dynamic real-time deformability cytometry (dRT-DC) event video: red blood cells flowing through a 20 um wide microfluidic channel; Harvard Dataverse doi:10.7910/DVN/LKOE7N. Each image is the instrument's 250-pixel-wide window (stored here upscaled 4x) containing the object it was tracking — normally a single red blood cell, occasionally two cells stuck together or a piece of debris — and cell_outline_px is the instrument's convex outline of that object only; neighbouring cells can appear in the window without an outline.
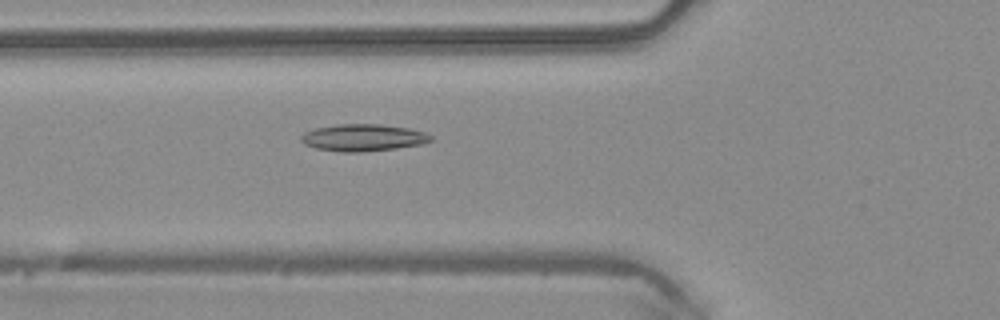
{"species": "common noctule bat (a hibernating species)", "species_latin": "Nyctalus noctula", "temperature_condition": "warm", "stored_images_in_passage": 32, "camera_frame_rate_fps": 3000, "um_per_image_px": 0.085, "animal": {"sex": "male", "body_mass_g": 20.4}, "frame": {"image": 1, "passage_image": 3, "time_ms": 0.667, "image_size_px": [1000, 320], "cell_outline_px": [[432, 140], [424, 144], [396, 148], [360, 152], [344, 152], [316, 148], [304, 144], [300, 140], [300, 136], [304, 132], [316, 128], [336, 124], [380, 124], [408, 128], [424, 132], [432, 136]], "centroid_in_image_um": [30.86, 11.69], "position_along_channel_um": 94.9, "area_um2": 20.4}}
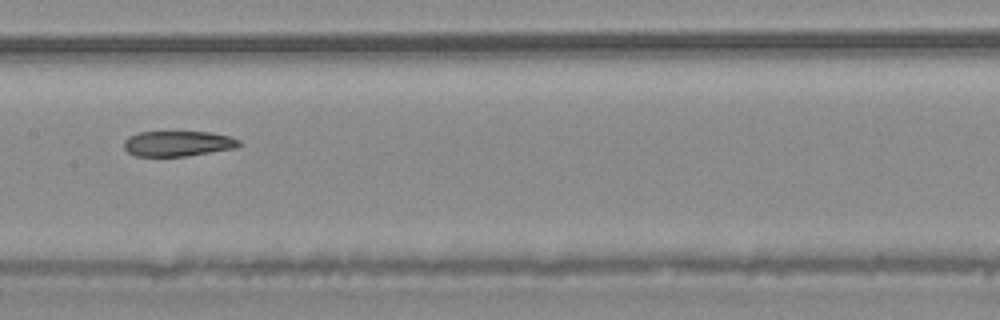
{"frame": {"image": 2, "passage_image": 10, "time_ms": 3.0, "image_size_px": [1000, 320], "cell_outline_px": [[240, 144], [236, 148], [188, 156], [136, 156], [128, 152], [124, 148], [124, 140], [128, 136], [140, 132], [212, 132], [228, 136], [240, 140]], "centroid_in_image_um": [15.11, 12.2], "position_along_channel_um": 192.3, "area_um2": 17.05}}
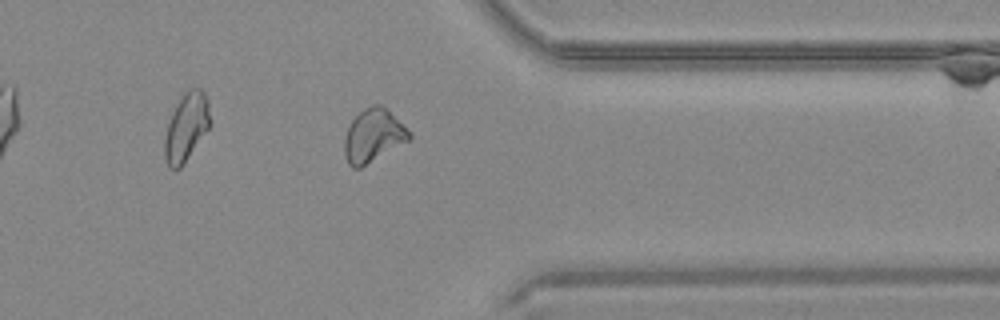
{"frame": {"image": 3, "passage_image": 24, "time_ms": 7.667, "image_size_px": [1000, 320], "cell_outline_px": [[412, 136], [408, 140], [360, 168], [352, 168], [348, 164], [344, 156], [344, 140], [348, 124], [364, 108], [372, 104], [380, 104], [412, 132]], "centroid_in_image_um": [31.69, 11.53], "position_along_channel_um": 379.7, "area_um2": 19.88}, "authors_computed_cell_mechanics": {"area_um2": 18.7561, "velocity_mm_per_s": 4.1627, "shape_relaxation_time_tau1_ms": null, "shape_relaxation_time_tau2_ms": 5.1645, "deformation_change_tau1": null, "deformation_change_tau2": 0.1212}}